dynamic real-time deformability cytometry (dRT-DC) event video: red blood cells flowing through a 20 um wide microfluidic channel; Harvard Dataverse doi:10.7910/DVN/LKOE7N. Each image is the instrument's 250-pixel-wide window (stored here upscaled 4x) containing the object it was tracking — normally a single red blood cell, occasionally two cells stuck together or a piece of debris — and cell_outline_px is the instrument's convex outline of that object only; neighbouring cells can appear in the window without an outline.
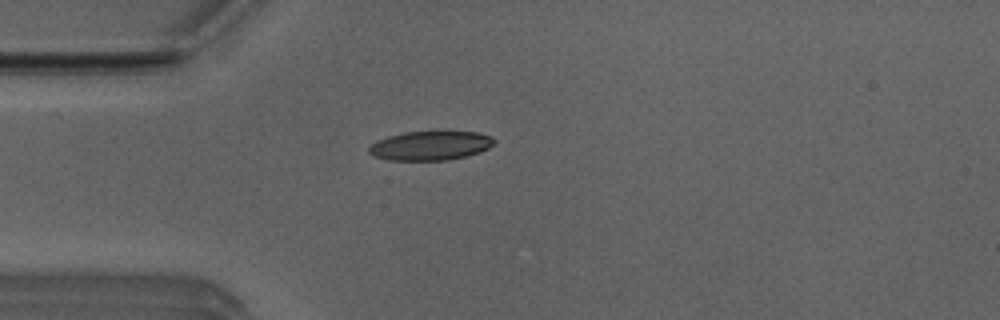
{"species": "Egyptian fruit bat (a non-hibernating species)", "species_latin": "Rousettus aegyptiacus", "temperature_condition": "room temperature", "stored_images_in_passage": 46, "camera_frame_rate_fps": 3000, "um_per_image_px": 0.085, "animal": {"sex": "male"}, "frame": {"image": 1, "passage_image": 8, "time_ms": 2.333, "image_size_px": [1000, 320], "cell_outline_px": [[496, 140], [488, 148], [480, 152], [448, 160], [388, 160], [376, 156], [368, 152], [368, 148], [376, 140], [388, 136], [404, 132], [436, 128], [440, 128], [476, 132], [492, 136]], "centroid_in_image_um": [36.61, 12.31], "position_along_channel_um": 48.4, "area_um2": 22.2}}
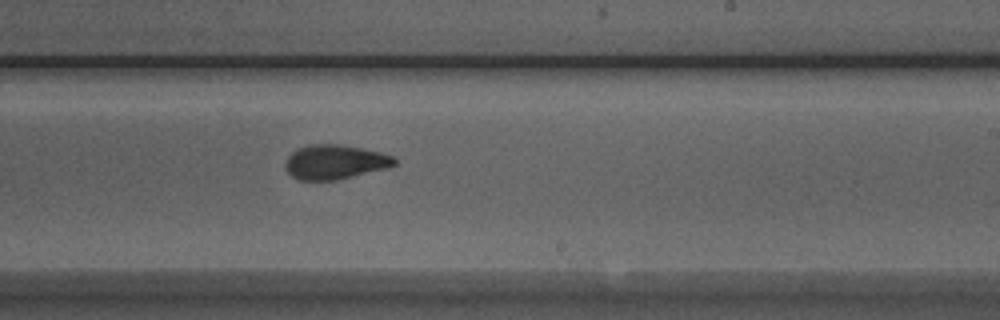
{"frame": {"image": 2, "passage_image": 25, "time_ms": 8.0, "image_size_px": [1000, 320], "cell_outline_px": [[396, 164], [388, 168], [336, 180], [296, 180], [284, 168], [284, 164], [288, 156], [296, 148], [312, 144], [340, 144], [380, 152], [392, 156], [396, 160]], "centroid_in_image_um": [28.43, 13.77], "position_along_channel_um": 260.6, "area_um2": 21.96}}
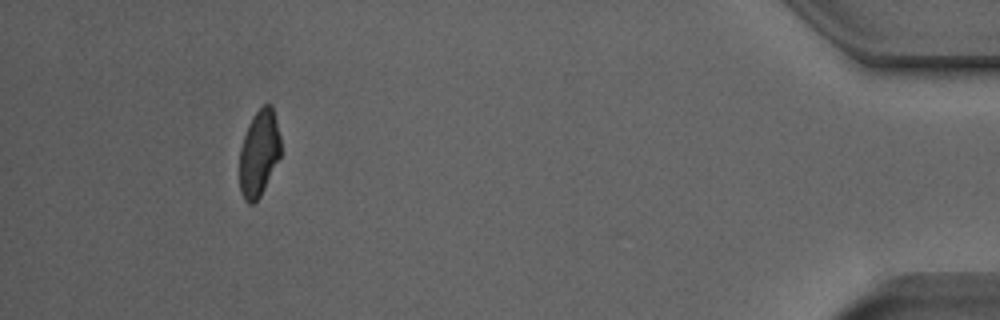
{"frame": {"image": 3, "passage_image": 42, "time_ms": 13.667, "image_size_px": [1000, 320], "cell_outline_px": [[280, 156], [260, 196], [252, 204], [248, 204], [244, 200], [240, 192], [240, 148], [248, 124], [252, 116], [264, 104], [272, 104], [280, 136]], "centroid_in_image_um": [22.0, 13.01], "position_along_channel_um": 413.2, "area_um2": 20.58}, "authors_computed_cell_mechanics": {"area_um2": 21.8773, "velocity_mm_per_s": 3.9414, "shape_relaxation_time_tau1_ms": 4.8995, "shape_relaxation_time_tau2_ms": 1.6807, "deformation_change_tau1": 0.1766, "deformation_change_tau2": 0.073}}